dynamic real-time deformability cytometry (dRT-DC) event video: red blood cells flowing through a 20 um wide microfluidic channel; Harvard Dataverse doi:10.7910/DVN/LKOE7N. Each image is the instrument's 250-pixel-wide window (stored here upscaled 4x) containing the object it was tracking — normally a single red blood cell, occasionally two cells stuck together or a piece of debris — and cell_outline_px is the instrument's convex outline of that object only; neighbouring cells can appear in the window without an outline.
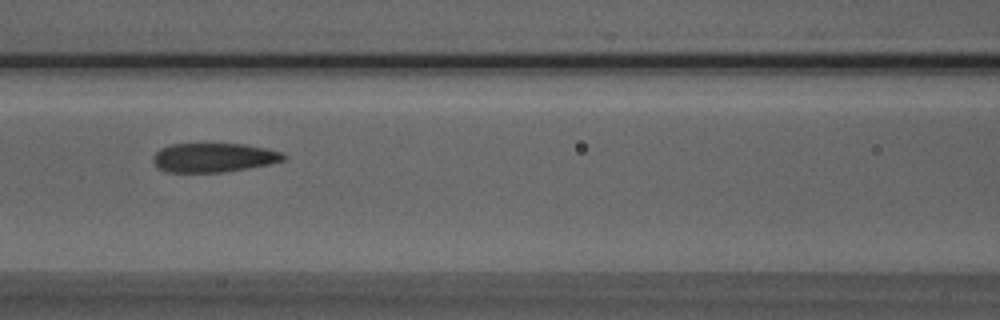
{"species": "Egyptian fruit bat (a non-hibernating species)", "species_latin": "Rousettus aegyptiacus", "temperature_condition": "room temperature", "stored_images_in_passage": 40, "camera_frame_rate_fps": 3000, "um_per_image_px": 0.085, "animal": {"sex": "male"}, "frame": {"image": 1, "passage_image": 18, "time_ms": 5.667, "image_size_px": [1000, 320], "cell_outline_px": [[288, 156], [284, 160], [268, 164], [248, 168], [224, 172], [164, 172], [152, 160], [152, 156], [160, 148], [172, 144], [244, 144], [268, 148], [284, 152]], "centroid_in_image_um": [18.19, 13.39], "position_along_channel_um": 148.4, "area_um2": 22.25}}
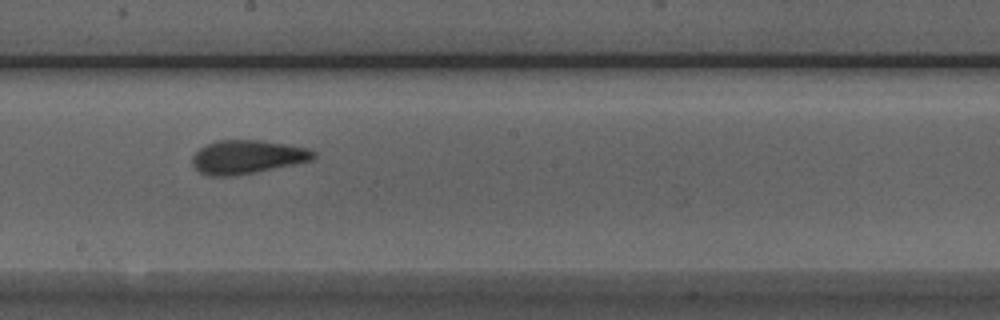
{"frame": {"image": 2, "passage_image": 24, "time_ms": 7.667, "image_size_px": [1000, 320], "cell_outline_px": [[316, 156], [312, 160], [296, 164], [256, 172], [232, 176], [208, 176], [200, 172], [192, 164], [192, 156], [200, 148], [216, 140], [260, 140], [308, 148], [316, 152]], "centroid_in_image_um": [21.02, 13.34], "position_along_channel_um": 227.2, "area_um2": 23.76}}
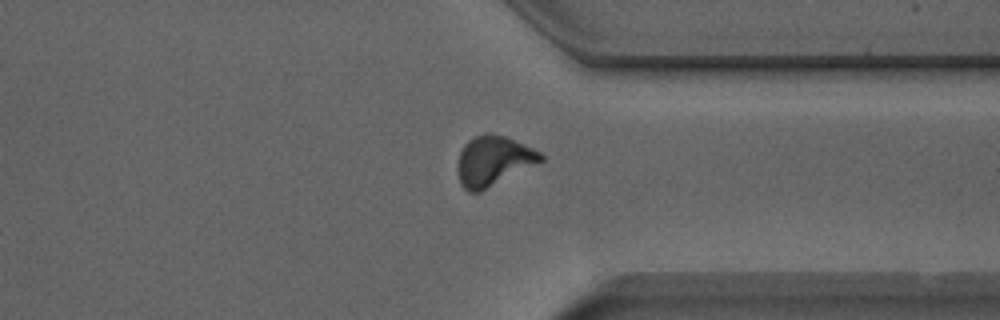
{"frame": {"image": 3, "passage_image": 35, "time_ms": 11.333, "image_size_px": [1000, 320], "cell_outline_px": [[544, 160], [480, 192], [468, 192], [460, 184], [456, 168], [460, 152], [464, 144], [468, 140], [484, 132], [492, 132], [508, 136], [540, 152], [544, 156]], "centroid_in_image_um": [41.91, 13.65], "position_along_channel_um": 369.5, "area_um2": 24.39}}